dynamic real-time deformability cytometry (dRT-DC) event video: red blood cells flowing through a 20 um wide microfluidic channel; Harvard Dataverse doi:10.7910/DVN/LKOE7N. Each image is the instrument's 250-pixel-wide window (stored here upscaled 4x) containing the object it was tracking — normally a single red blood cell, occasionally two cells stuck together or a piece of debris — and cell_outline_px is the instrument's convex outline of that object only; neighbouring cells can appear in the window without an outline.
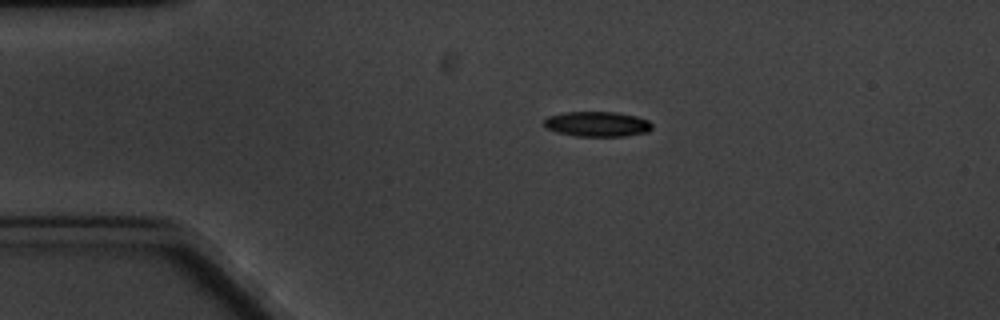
{"species": "common noctule bat (a hibernating species)", "species_latin": "Nyctalus noctula", "temperature_condition": "cold", "stored_images_in_passage": 7, "camera_frame_rate_fps": 3000, "um_per_image_px": 0.085, "animal": {"sex": "male", "body_mass_g": 20.1, "forearm_length_mm": 53.5}, "frame": {"image": 1, "passage_image": 1, "time_ms": 0.0, "image_size_px": [1000, 320], "cell_outline_px": [[652, 128], [648, 132], [624, 136], [576, 136], [556, 132], [548, 128], [544, 124], [544, 120], [548, 116], [564, 112], [616, 112], [636, 116], [648, 120], [652, 124]], "centroid_in_image_um": [50.77, 10.54], "position_along_channel_um": 34.2, "area_um2": 15.78}}
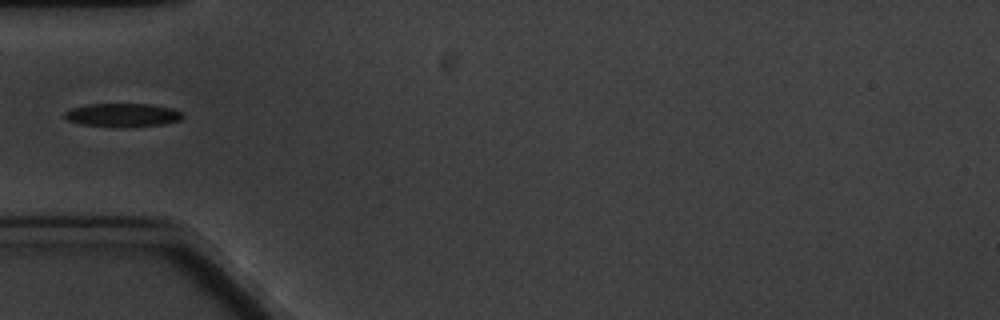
{"frame": {"image": 2, "passage_image": 3, "time_ms": 2.333, "image_size_px": [1000, 320], "cell_outline_px": [[184, 116], [180, 120], [164, 124], [120, 128], [80, 124], [68, 120], [64, 116], [64, 112], [68, 108], [88, 104], [152, 104], [172, 108], [180, 112]], "centroid_in_image_um": [10.39, 9.78], "position_along_channel_um": 74.6, "area_um2": 16.42}}